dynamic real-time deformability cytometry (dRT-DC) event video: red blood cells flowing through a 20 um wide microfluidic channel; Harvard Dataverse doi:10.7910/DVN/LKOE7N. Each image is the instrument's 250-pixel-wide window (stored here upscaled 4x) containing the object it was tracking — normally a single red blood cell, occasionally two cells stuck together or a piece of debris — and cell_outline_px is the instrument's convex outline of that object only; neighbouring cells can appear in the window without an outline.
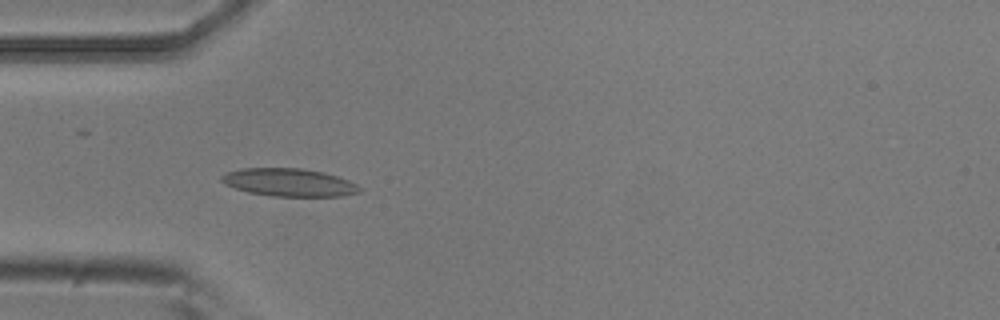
{"species": "common noctule bat (a hibernating species)", "species_latin": "Nyctalus noctula", "temperature_condition": "room temperature", "stored_images_in_passage": 8, "camera_frame_rate_fps": 3000, "um_per_image_px": 0.085, "animal": {"sex": "male", "body_mass_g": 20.5, "forearm_length_mm": 52.5}, "frame": {"image": 1, "passage_image": 5, "time_ms": 1.333, "image_size_px": [1000, 320], "cell_outline_px": [[360, 192], [344, 196], [272, 196], [248, 192], [224, 184], [220, 180], [220, 176], [228, 172], [244, 168], [300, 168], [324, 172], [348, 180], [356, 184], [360, 188]], "centroid_in_image_um": [24.56, 15.5], "position_along_channel_um": 60.4, "area_um2": 22.31}}
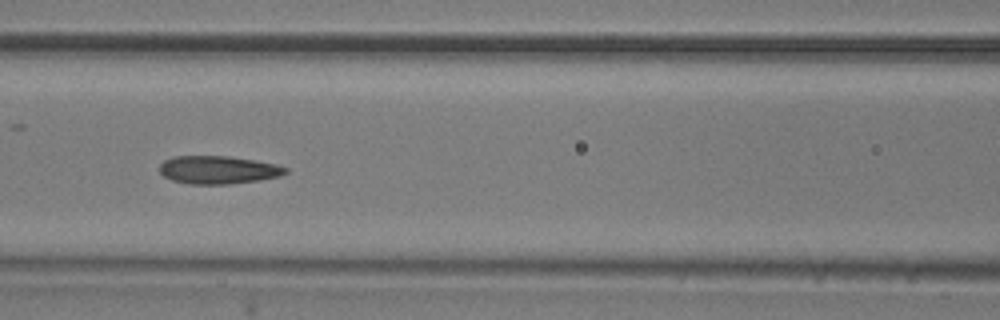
{"frame": {"image": 2, "passage_image": 7, "time_ms": 2.0, "image_size_px": [1000, 320], "cell_outline_px": [[288, 172], [280, 176], [260, 180], [228, 184], [188, 184], [172, 180], [164, 176], [160, 172], [160, 164], [164, 160], [172, 156], [228, 156], [256, 160], [276, 164], [288, 168]], "centroid_in_image_um": [18.55, 14.43], "position_along_channel_um": 148.0, "area_um2": 20.69}}
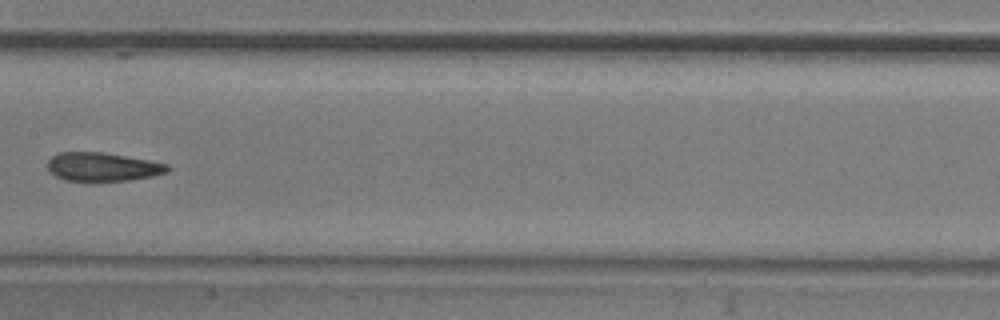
{"frame": {"image": 3, "passage_image": 8, "time_ms": 2.333, "image_size_px": [1000, 320], "cell_outline_px": [[172, 168], [168, 172], [152, 176], [128, 180], [64, 180], [56, 176], [48, 168], [48, 160], [52, 156], [60, 152], [104, 152], [148, 160], [168, 164]], "centroid_in_image_um": [8.75, 14.17], "position_along_channel_um": 198.6, "area_um2": 19.77}}